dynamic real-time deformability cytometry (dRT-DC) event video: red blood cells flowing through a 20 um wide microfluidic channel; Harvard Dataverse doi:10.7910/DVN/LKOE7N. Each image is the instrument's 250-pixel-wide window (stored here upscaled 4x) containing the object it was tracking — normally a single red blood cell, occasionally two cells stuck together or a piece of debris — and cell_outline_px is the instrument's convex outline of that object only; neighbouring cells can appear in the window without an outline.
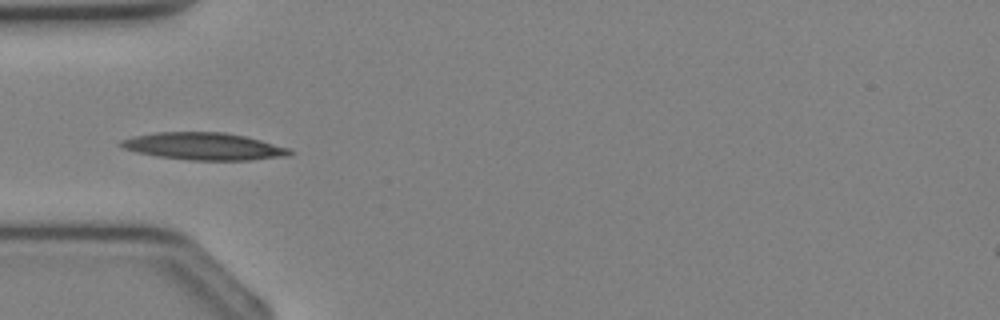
{"species": "Egyptian fruit bat (a non-hibernating species)", "species_latin": "Rousettus aegyptiacus", "temperature_condition": "cold", "stored_images_in_passage": 26, "camera_frame_rate_fps": 3000, "um_per_image_px": 0.085, "animal": {"sex": "female"}, "frame": {"image": 1, "passage_image": 1, "time_ms": 0.0, "image_size_px": [1000, 320], "cell_outline_px": [[296, 152], [288, 156], [248, 160], [188, 160], [156, 156], [136, 152], [124, 148], [116, 144], [120, 140], [132, 136], [156, 132], [224, 132], [244, 136], [260, 140], [288, 148]], "centroid_in_image_um": [17.28, 12.44], "position_along_channel_um": 67.7, "area_um2": 26.88}}
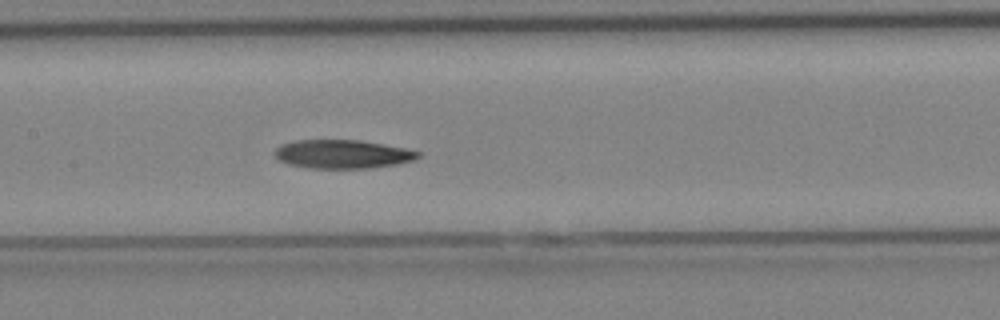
{"frame": {"image": 2, "passage_image": 7, "time_ms": 2.0, "image_size_px": [1000, 320], "cell_outline_px": [[420, 156], [412, 160], [396, 164], [372, 168], [308, 168], [288, 164], [280, 160], [272, 152], [280, 144], [296, 140], [360, 140], [384, 144], [404, 148], [420, 152]], "centroid_in_image_um": [29.08, 13.1], "position_along_channel_um": 178.3, "area_um2": 23.93}}
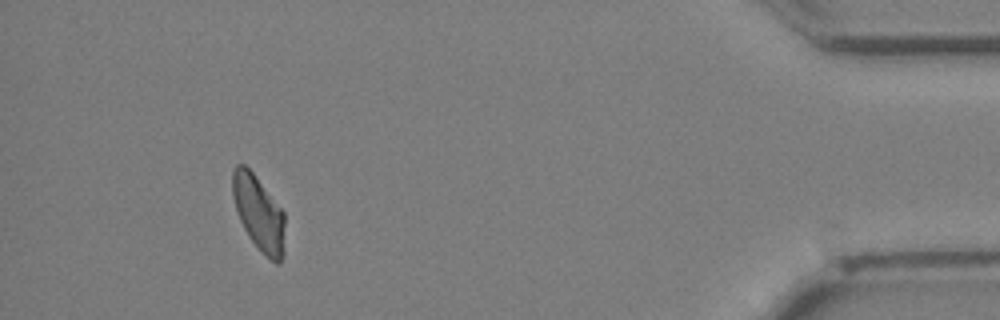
{"frame": {"image": 3, "passage_image": 23, "time_ms": 7.333, "image_size_px": [1000, 320], "cell_outline_px": [[284, 252], [280, 264], [276, 264], [252, 240], [244, 228], [240, 220], [232, 196], [232, 168], [236, 164], [244, 164], [252, 172], [284, 212]], "centroid_in_image_um": [21.98, 18.08], "position_along_channel_um": 413.2, "area_um2": 22.43}}